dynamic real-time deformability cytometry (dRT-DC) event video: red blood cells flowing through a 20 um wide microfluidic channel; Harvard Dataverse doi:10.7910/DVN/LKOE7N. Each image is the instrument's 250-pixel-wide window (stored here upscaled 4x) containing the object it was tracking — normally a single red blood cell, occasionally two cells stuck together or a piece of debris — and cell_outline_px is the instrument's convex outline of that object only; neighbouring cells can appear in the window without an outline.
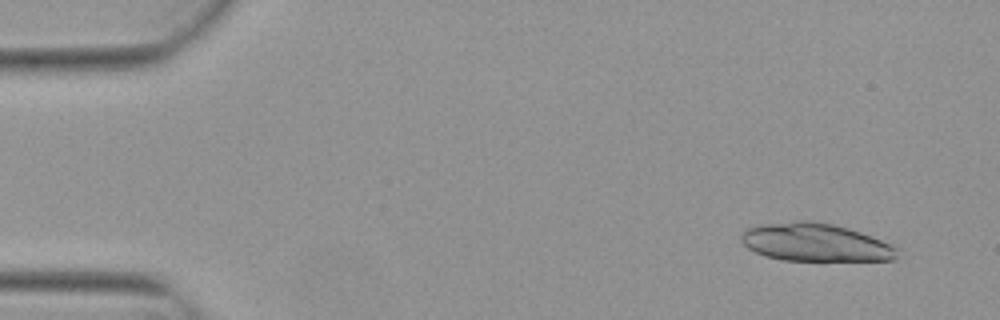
{"species": "Egyptian fruit bat (a non-hibernating species)", "species_latin": "Rousettus aegyptiacus", "temperature_condition": "warm", "stored_images_in_passage": 5, "camera_frame_rate_fps": 3000, "um_per_image_px": 0.085, "animal": {"sex": "female"}, "frame": {"image": 1, "passage_image": 1, "time_ms": 0.0, "image_size_px": [1000, 320], "cell_outline_px": [[900, 248], [896, 260], [784, 260], [764, 256], [748, 248], [740, 240], [740, 236], [748, 228], [764, 224], [796, 220], [812, 220], [832, 224], [848, 228], [860, 232], [892, 244]], "centroid_in_image_um": [69.33, 20.6], "position_along_channel_um": 15.7, "area_um2": 34.56}}
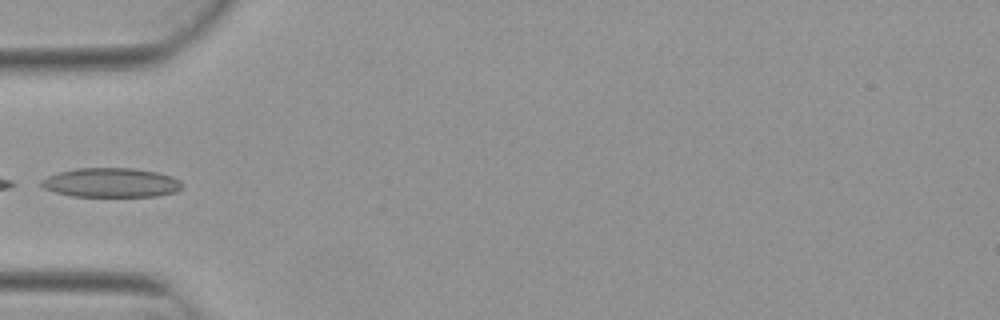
{"frame": {"image": 2, "passage_image": 5, "time_ms": 1.333, "image_size_px": [1000, 320], "cell_outline_px": [[180, 188], [176, 192], [156, 196], [72, 196], [56, 192], [44, 188], [40, 184], [40, 180], [56, 172], [76, 168], [132, 168], [156, 172], [172, 176], [180, 180]], "centroid_in_image_um": [9.41, 15.52], "position_along_channel_um": 75.6, "area_um2": 23.99}}